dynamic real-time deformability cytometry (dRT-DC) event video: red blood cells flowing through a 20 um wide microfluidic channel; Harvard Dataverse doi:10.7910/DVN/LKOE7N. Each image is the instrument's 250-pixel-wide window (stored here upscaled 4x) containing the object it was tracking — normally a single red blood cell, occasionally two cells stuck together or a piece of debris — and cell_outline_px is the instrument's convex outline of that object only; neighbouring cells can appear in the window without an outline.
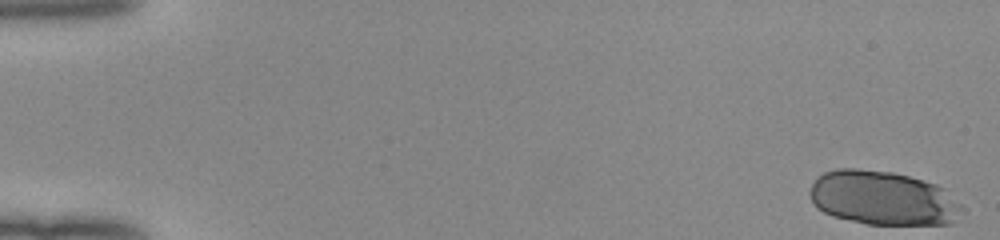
{"species": "human", "species_latin": "Homo sapiens", "temperature_condition": "room temperature", "stored_images_in_passage": 51, "camera_frame_rate_fps": 3000, "um_per_image_px": 0.085, "donor": {"sex": "female"}, "frame": {"image": 1, "passage_image": 1, "time_ms": 0.0, "image_size_px": [1000, 240], "cell_outline_px": [[968, 208], [952, 224], [868, 224], [832, 216], [816, 208], [812, 204], [808, 192], [816, 176], [824, 172], [836, 168], [856, 168], [892, 172], [908, 176], [936, 184], [944, 188]], "centroid_in_image_um": [75.07, 16.84], "position_along_channel_um": 9.9, "area_um2": 48.78}}
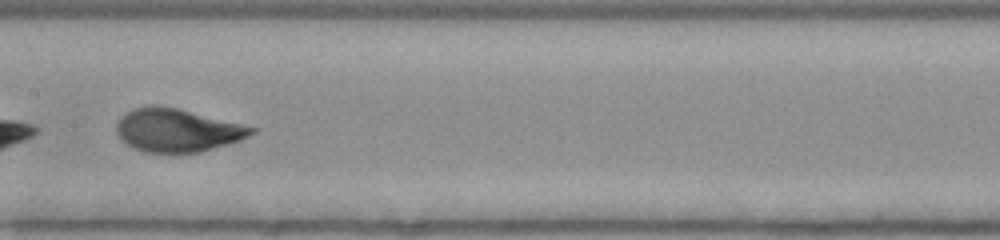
{"frame": {"image": 2, "passage_image": 28, "time_ms": 9.0, "image_size_px": [1000, 240], "cell_outline_px": [[256, 132], [240, 140], [228, 144], [200, 152], [144, 152], [128, 144], [116, 132], [116, 124], [132, 108], [148, 104], [156, 104], [180, 108], [256, 128]], "centroid_in_image_um": [15.07, 11.05], "position_along_channel_um": 192.3, "area_um2": 33.7}}
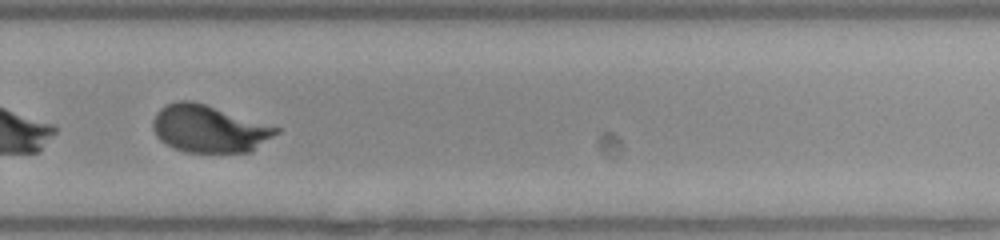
{"frame": {"image": 3, "passage_image": 37, "time_ms": 12.0, "image_size_px": [1000, 240], "cell_outline_px": [[280, 132], [252, 152], [184, 152], [160, 140], [156, 136], [152, 128], [152, 120], [156, 112], [160, 108], [176, 100], [192, 100], [280, 128]], "centroid_in_image_um": [17.76, 10.95], "position_along_channel_um": 312.0, "area_um2": 33.93}, "authors_computed_cell_mechanics": {"area_um2": 34.6222, "velocity_mm_per_s": 4.0058, "shape_relaxation_time_tau1_ms": 3.2786, "shape_relaxation_time_tau2_ms": null, "deformation_change_tau1": 0.1741, "deformation_change_tau2": null}}